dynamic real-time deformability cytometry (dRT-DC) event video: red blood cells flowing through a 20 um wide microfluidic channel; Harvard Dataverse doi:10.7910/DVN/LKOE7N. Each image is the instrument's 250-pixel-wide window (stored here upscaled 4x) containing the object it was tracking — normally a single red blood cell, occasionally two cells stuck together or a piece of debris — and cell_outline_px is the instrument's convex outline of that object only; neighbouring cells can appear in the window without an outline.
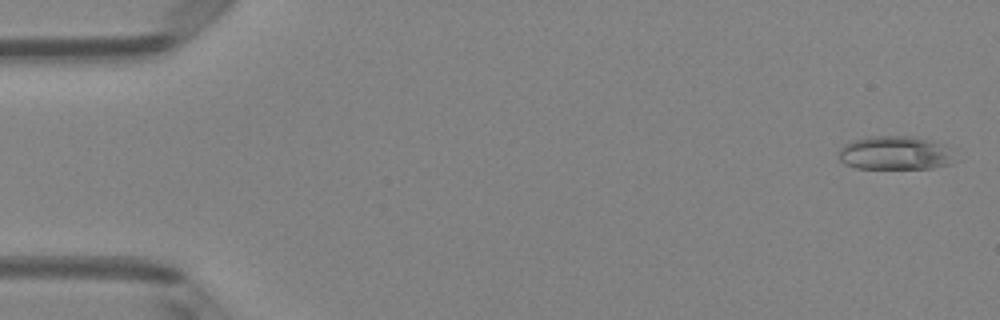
{"species": "Egyptian fruit bat (a non-hibernating species)", "species_latin": "Rousettus aegyptiacus", "temperature_condition": "room temperature", "stored_images_in_passage": 7, "camera_frame_rate_fps": 3000, "um_per_image_px": 0.085, "animal": {"sex": "female"}, "frame": {"image": 1, "passage_image": 1, "time_ms": 0.0, "image_size_px": [1000, 320], "cell_outline_px": [[952, 164], [932, 168], [856, 168], [844, 164], [840, 160], [840, 148], [844, 144], [852, 140], [868, 136], [904, 136], [928, 140], [944, 144], [952, 160]], "centroid_in_image_um": [76.01, 13.01], "position_along_channel_um": 9.0, "area_um2": 22.43}}
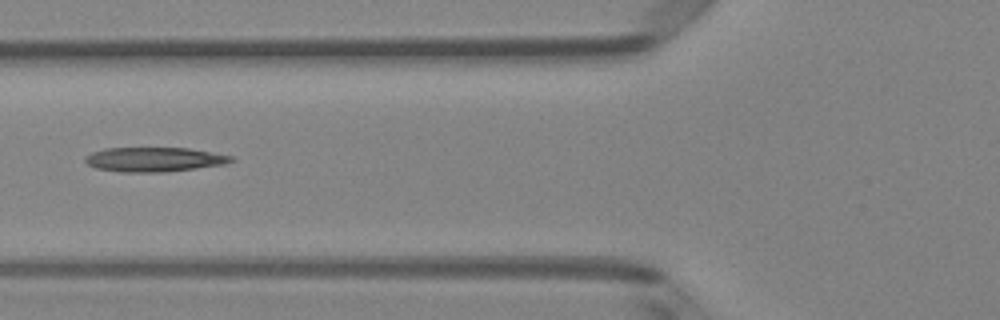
{"frame": {"image": 2, "passage_image": 6, "time_ms": 1.667, "image_size_px": [1000, 320], "cell_outline_px": [[236, 160], [224, 164], [196, 168], [164, 172], [120, 172], [96, 168], [88, 164], [84, 160], [84, 156], [92, 152], [104, 148], [188, 148], [232, 156]], "centroid_in_image_um": [13.07, 13.55], "position_along_channel_um": 112.7, "area_um2": 20.75}}
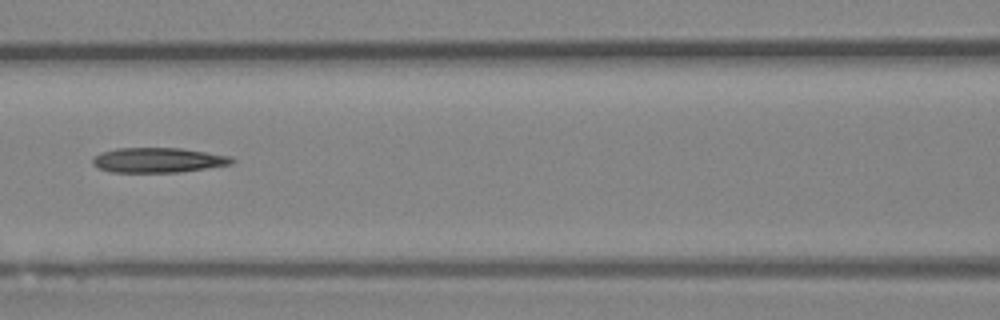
{"frame": {"image": 3, "passage_image": 7, "time_ms": 2.0, "image_size_px": [1000, 320], "cell_outline_px": [[236, 160], [232, 164], [180, 172], [112, 172], [100, 168], [92, 164], [92, 160], [100, 152], [116, 148], [180, 148], [232, 156]], "centroid_in_image_um": [13.46, 13.6], "position_along_channel_um": 153.1, "area_um2": 20.17}}